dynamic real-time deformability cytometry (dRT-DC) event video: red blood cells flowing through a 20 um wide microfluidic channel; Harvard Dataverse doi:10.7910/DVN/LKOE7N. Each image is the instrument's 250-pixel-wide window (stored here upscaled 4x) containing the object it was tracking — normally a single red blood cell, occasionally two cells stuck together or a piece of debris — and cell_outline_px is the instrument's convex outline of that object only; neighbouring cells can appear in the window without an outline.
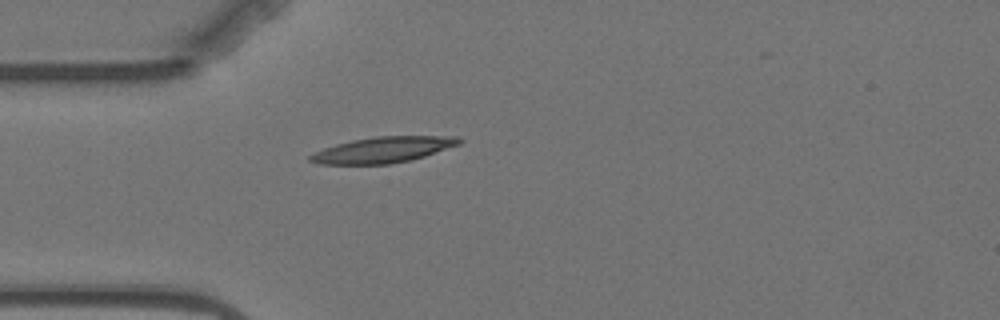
{"species": "Egyptian fruit bat (a non-hibernating species)", "species_latin": "Rousettus aegyptiacus", "temperature_condition": "warm", "stored_images_in_passage": 1, "camera_frame_rate_fps": 3000, "um_per_image_px": 0.085, "animal": {"sex": "female"}, "frame": {"image": 1, "passage_image": 1, "time_ms": 0.0, "image_size_px": [1000, 320], "cell_outline_px": [[464, 140], [460, 144], [424, 156], [408, 160], [388, 164], [320, 164], [308, 160], [308, 156], [324, 148], [336, 144], [352, 140], [376, 136], [460, 136]], "centroid_in_image_um": [32.58, 12.72], "position_along_channel_um": 52.4, "area_um2": 22.31}}